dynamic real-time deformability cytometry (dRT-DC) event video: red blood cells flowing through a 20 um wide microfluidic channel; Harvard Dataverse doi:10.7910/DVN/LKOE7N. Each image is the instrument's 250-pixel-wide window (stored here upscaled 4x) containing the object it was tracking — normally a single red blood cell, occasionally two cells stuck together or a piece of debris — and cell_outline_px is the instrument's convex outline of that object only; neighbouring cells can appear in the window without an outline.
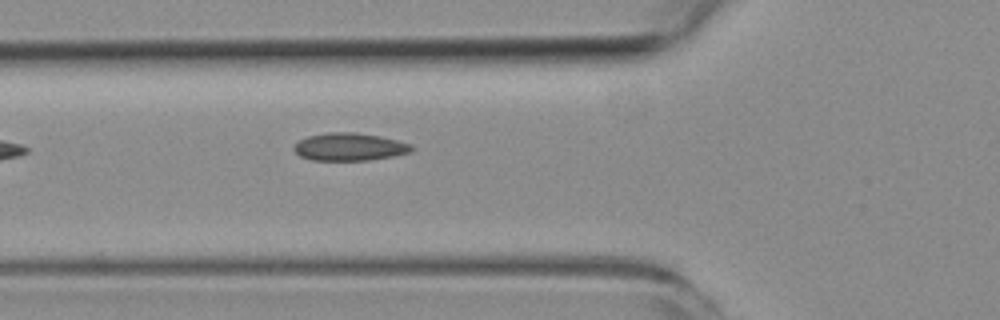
{"species": "common noctule bat (a hibernating species)", "species_latin": "Nyctalus noctula", "temperature_condition": "room temperature", "stored_images_in_passage": 4, "camera_frame_rate_fps": 3000, "um_per_image_px": 0.085, "animal": {"sex": "female", "body_mass_g": 19.3, "forearm_length_mm": 54.1}, "frame": {"image": 1, "passage_image": 4, "time_ms": 3.667, "image_size_px": [1000, 320], "cell_outline_px": [[416, 148], [412, 152], [392, 156], [368, 160], [312, 160], [300, 156], [292, 148], [300, 140], [308, 136], [328, 132], [356, 132], [380, 136], [412, 144]], "centroid_in_image_um": [29.74, 12.48], "position_along_channel_um": 96.1, "area_um2": 19.02}}